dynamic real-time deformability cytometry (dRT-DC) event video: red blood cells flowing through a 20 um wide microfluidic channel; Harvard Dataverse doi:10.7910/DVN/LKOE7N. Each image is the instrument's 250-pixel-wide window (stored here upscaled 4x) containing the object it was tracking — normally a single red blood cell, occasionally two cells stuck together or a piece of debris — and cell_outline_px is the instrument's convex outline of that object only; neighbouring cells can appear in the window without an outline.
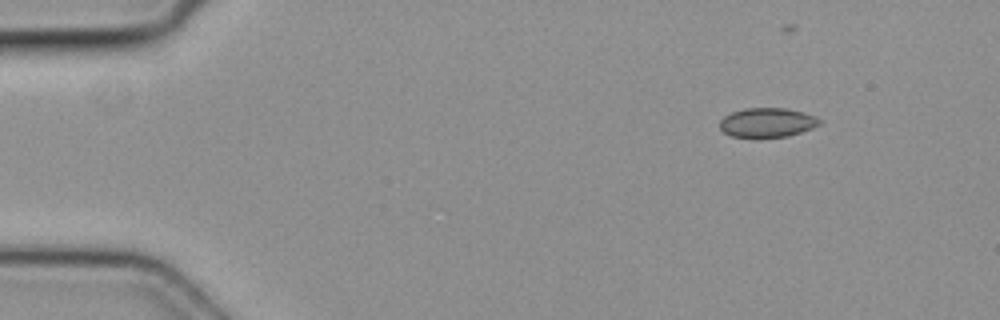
{"species": "common noctule bat (a hibernating species)", "species_latin": "Nyctalus noctula", "temperature_condition": "cold", "stored_images_in_passage": 4, "camera_frame_rate_fps": 3000, "um_per_image_px": 0.085, "animal": {"sex": "female", "body_mass_g": 19.3, "forearm_length_mm": 54.1}, "frame": {"image": 1, "passage_image": 1, "time_ms": 0.0, "image_size_px": [1000, 320], "cell_outline_px": [[824, 120], [820, 124], [812, 128], [788, 136], [756, 140], [752, 140], [732, 136], [724, 132], [720, 128], [720, 120], [724, 116], [732, 112], [744, 108], [784, 108], [804, 112], [816, 116]], "centroid_in_image_um": [65.21, 10.45], "position_along_channel_um": 19.8, "area_um2": 17.74}}